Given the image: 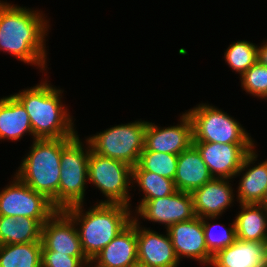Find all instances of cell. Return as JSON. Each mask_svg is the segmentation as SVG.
Listing matches in <instances>:
<instances>
[{
	"mask_svg": "<svg viewBox=\"0 0 267 267\" xmlns=\"http://www.w3.org/2000/svg\"><path fill=\"white\" fill-rule=\"evenodd\" d=\"M49 20L39 10L0 0V50L17 60L46 70Z\"/></svg>",
	"mask_w": 267,
	"mask_h": 267,
	"instance_id": "1",
	"label": "cell"
},
{
	"mask_svg": "<svg viewBox=\"0 0 267 267\" xmlns=\"http://www.w3.org/2000/svg\"><path fill=\"white\" fill-rule=\"evenodd\" d=\"M43 80L39 85L13 94L29 115L33 138H74L78 132L74 128L73 116L61 102L63 90Z\"/></svg>",
	"mask_w": 267,
	"mask_h": 267,
	"instance_id": "2",
	"label": "cell"
},
{
	"mask_svg": "<svg viewBox=\"0 0 267 267\" xmlns=\"http://www.w3.org/2000/svg\"><path fill=\"white\" fill-rule=\"evenodd\" d=\"M84 211V204H77L64 211L73 219L86 258L91 261L132 220L130 206L99 203Z\"/></svg>",
	"mask_w": 267,
	"mask_h": 267,
	"instance_id": "3",
	"label": "cell"
},
{
	"mask_svg": "<svg viewBox=\"0 0 267 267\" xmlns=\"http://www.w3.org/2000/svg\"><path fill=\"white\" fill-rule=\"evenodd\" d=\"M73 138L35 139L15 175L59 210L61 150Z\"/></svg>",
	"mask_w": 267,
	"mask_h": 267,
	"instance_id": "4",
	"label": "cell"
},
{
	"mask_svg": "<svg viewBox=\"0 0 267 267\" xmlns=\"http://www.w3.org/2000/svg\"><path fill=\"white\" fill-rule=\"evenodd\" d=\"M85 141L86 145L84 147L77 134L61 150L59 210H65L77 204H84L85 191L87 190L85 188L88 184V159L92 150L88 140Z\"/></svg>",
	"mask_w": 267,
	"mask_h": 267,
	"instance_id": "5",
	"label": "cell"
},
{
	"mask_svg": "<svg viewBox=\"0 0 267 267\" xmlns=\"http://www.w3.org/2000/svg\"><path fill=\"white\" fill-rule=\"evenodd\" d=\"M186 112L193 124V142L255 144L247 130L218 107L200 103Z\"/></svg>",
	"mask_w": 267,
	"mask_h": 267,
	"instance_id": "6",
	"label": "cell"
},
{
	"mask_svg": "<svg viewBox=\"0 0 267 267\" xmlns=\"http://www.w3.org/2000/svg\"><path fill=\"white\" fill-rule=\"evenodd\" d=\"M147 121L112 126L87 138L92 150L105 157L123 161L131 167L138 164L140 154L144 150Z\"/></svg>",
	"mask_w": 267,
	"mask_h": 267,
	"instance_id": "7",
	"label": "cell"
},
{
	"mask_svg": "<svg viewBox=\"0 0 267 267\" xmlns=\"http://www.w3.org/2000/svg\"><path fill=\"white\" fill-rule=\"evenodd\" d=\"M88 183L96 186L106 199L99 203L131 207L132 167L120 160L101 156L93 150L88 159ZM131 186V187H130ZM129 188V189H128Z\"/></svg>",
	"mask_w": 267,
	"mask_h": 267,
	"instance_id": "8",
	"label": "cell"
},
{
	"mask_svg": "<svg viewBox=\"0 0 267 267\" xmlns=\"http://www.w3.org/2000/svg\"><path fill=\"white\" fill-rule=\"evenodd\" d=\"M0 191V215L35 218L42 225L57 211L42 193L23 183L15 174Z\"/></svg>",
	"mask_w": 267,
	"mask_h": 267,
	"instance_id": "9",
	"label": "cell"
},
{
	"mask_svg": "<svg viewBox=\"0 0 267 267\" xmlns=\"http://www.w3.org/2000/svg\"><path fill=\"white\" fill-rule=\"evenodd\" d=\"M134 219L143 218L151 222L169 226L194 219L196 216L191 193L176 190L173 194L156 199H148L138 203Z\"/></svg>",
	"mask_w": 267,
	"mask_h": 267,
	"instance_id": "10",
	"label": "cell"
},
{
	"mask_svg": "<svg viewBox=\"0 0 267 267\" xmlns=\"http://www.w3.org/2000/svg\"><path fill=\"white\" fill-rule=\"evenodd\" d=\"M213 178L232 179L255 144L193 142Z\"/></svg>",
	"mask_w": 267,
	"mask_h": 267,
	"instance_id": "11",
	"label": "cell"
},
{
	"mask_svg": "<svg viewBox=\"0 0 267 267\" xmlns=\"http://www.w3.org/2000/svg\"><path fill=\"white\" fill-rule=\"evenodd\" d=\"M180 124L159 127L147 121L143 151L179 155L193 144V124L187 112L180 116Z\"/></svg>",
	"mask_w": 267,
	"mask_h": 267,
	"instance_id": "12",
	"label": "cell"
},
{
	"mask_svg": "<svg viewBox=\"0 0 267 267\" xmlns=\"http://www.w3.org/2000/svg\"><path fill=\"white\" fill-rule=\"evenodd\" d=\"M170 236L175 254L179 261L181 258H190L198 261L200 265L209 266L213 256L207 249L202 218L195 217L169 226L166 229Z\"/></svg>",
	"mask_w": 267,
	"mask_h": 267,
	"instance_id": "13",
	"label": "cell"
},
{
	"mask_svg": "<svg viewBox=\"0 0 267 267\" xmlns=\"http://www.w3.org/2000/svg\"><path fill=\"white\" fill-rule=\"evenodd\" d=\"M42 250H50L72 257H86L73 219L57 210L42 226Z\"/></svg>",
	"mask_w": 267,
	"mask_h": 267,
	"instance_id": "14",
	"label": "cell"
},
{
	"mask_svg": "<svg viewBox=\"0 0 267 267\" xmlns=\"http://www.w3.org/2000/svg\"><path fill=\"white\" fill-rule=\"evenodd\" d=\"M136 219L138 261L151 267H178V260L170 236L140 226Z\"/></svg>",
	"mask_w": 267,
	"mask_h": 267,
	"instance_id": "15",
	"label": "cell"
},
{
	"mask_svg": "<svg viewBox=\"0 0 267 267\" xmlns=\"http://www.w3.org/2000/svg\"><path fill=\"white\" fill-rule=\"evenodd\" d=\"M231 181L213 178L191 193L197 217H219L232 206L235 196Z\"/></svg>",
	"mask_w": 267,
	"mask_h": 267,
	"instance_id": "16",
	"label": "cell"
},
{
	"mask_svg": "<svg viewBox=\"0 0 267 267\" xmlns=\"http://www.w3.org/2000/svg\"><path fill=\"white\" fill-rule=\"evenodd\" d=\"M138 261L136 219L90 261L92 267H130Z\"/></svg>",
	"mask_w": 267,
	"mask_h": 267,
	"instance_id": "17",
	"label": "cell"
},
{
	"mask_svg": "<svg viewBox=\"0 0 267 267\" xmlns=\"http://www.w3.org/2000/svg\"><path fill=\"white\" fill-rule=\"evenodd\" d=\"M256 153L253 148L245 156L242 166L235 175L236 178L242 174L236 191L239 204H261L267 191V159L252 166L251 164L257 161L258 153Z\"/></svg>",
	"mask_w": 267,
	"mask_h": 267,
	"instance_id": "18",
	"label": "cell"
},
{
	"mask_svg": "<svg viewBox=\"0 0 267 267\" xmlns=\"http://www.w3.org/2000/svg\"><path fill=\"white\" fill-rule=\"evenodd\" d=\"M212 267H267V242L241 241L213 256Z\"/></svg>",
	"mask_w": 267,
	"mask_h": 267,
	"instance_id": "19",
	"label": "cell"
},
{
	"mask_svg": "<svg viewBox=\"0 0 267 267\" xmlns=\"http://www.w3.org/2000/svg\"><path fill=\"white\" fill-rule=\"evenodd\" d=\"M212 179L213 176L202 160L200 152L193 144L178 155L174 177L176 190L192 193Z\"/></svg>",
	"mask_w": 267,
	"mask_h": 267,
	"instance_id": "20",
	"label": "cell"
},
{
	"mask_svg": "<svg viewBox=\"0 0 267 267\" xmlns=\"http://www.w3.org/2000/svg\"><path fill=\"white\" fill-rule=\"evenodd\" d=\"M33 131L29 115L22 103L13 95L0 98V140L18 141Z\"/></svg>",
	"mask_w": 267,
	"mask_h": 267,
	"instance_id": "21",
	"label": "cell"
},
{
	"mask_svg": "<svg viewBox=\"0 0 267 267\" xmlns=\"http://www.w3.org/2000/svg\"><path fill=\"white\" fill-rule=\"evenodd\" d=\"M235 216L236 238L241 241L267 242V209L262 204H240Z\"/></svg>",
	"mask_w": 267,
	"mask_h": 267,
	"instance_id": "22",
	"label": "cell"
},
{
	"mask_svg": "<svg viewBox=\"0 0 267 267\" xmlns=\"http://www.w3.org/2000/svg\"><path fill=\"white\" fill-rule=\"evenodd\" d=\"M42 226L35 218L0 215V245L41 242Z\"/></svg>",
	"mask_w": 267,
	"mask_h": 267,
	"instance_id": "23",
	"label": "cell"
},
{
	"mask_svg": "<svg viewBox=\"0 0 267 267\" xmlns=\"http://www.w3.org/2000/svg\"><path fill=\"white\" fill-rule=\"evenodd\" d=\"M0 267H42V242L0 245Z\"/></svg>",
	"mask_w": 267,
	"mask_h": 267,
	"instance_id": "24",
	"label": "cell"
},
{
	"mask_svg": "<svg viewBox=\"0 0 267 267\" xmlns=\"http://www.w3.org/2000/svg\"><path fill=\"white\" fill-rule=\"evenodd\" d=\"M137 184L143 192V198L138 203L148 199L166 197L176 191L174 180L156 173L143 170L138 164L132 167V184Z\"/></svg>",
	"mask_w": 267,
	"mask_h": 267,
	"instance_id": "25",
	"label": "cell"
},
{
	"mask_svg": "<svg viewBox=\"0 0 267 267\" xmlns=\"http://www.w3.org/2000/svg\"><path fill=\"white\" fill-rule=\"evenodd\" d=\"M224 59L241 76L258 61V44L247 40L233 42L224 52Z\"/></svg>",
	"mask_w": 267,
	"mask_h": 267,
	"instance_id": "26",
	"label": "cell"
},
{
	"mask_svg": "<svg viewBox=\"0 0 267 267\" xmlns=\"http://www.w3.org/2000/svg\"><path fill=\"white\" fill-rule=\"evenodd\" d=\"M218 218L220 217L202 218V225H203L207 249L212 256L216 255L219 251L233 244L235 240L237 239L234 219H233V222L230 223L231 225L229 227H225L224 224L220 225V223L211 224L208 222L209 220L210 222H212L211 220L214 221ZM216 229H219V230L216 231Z\"/></svg>",
	"mask_w": 267,
	"mask_h": 267,
	"instance_id": "27",
	"label": "cell"
},
{
	"mask_svg": "<svg viewBox=\"0 0 267 267\" xmlns=\"http://www.w3.org/2000/svg\"><path fill=\"white\" fill-rule=\"evenodd\" d=\"M178 155L155 152L142 151L138 161V165L146 171H150L161 175L165 178L174 180L177 169Z\"/></svg>",
	"mask_w": 267,
	"mask_h": 267,
	"instance_id": "28",
	"label": "cell"
},
{
	"mask_svg": "<svg viewBox=\"0 0 267 267\" xmlns=\"http://www.w3.org/2000/svg\"><path fill=\"white\" fill-rule=\"evenodd\" d=\"M240 81L246 93L261 99L267 92V67L255 62L240 76Z\"/></svg>",
	"mask_w": 267,
	"mask_h": 267,
	"instance_id": "29",
	"label": "cell"
},
{
	"mask_svg": "<svg viewBox=\"0 0 267 267\" xmlns=\"http://www.w3.org/2000/svg\"><path fill=\"white\" fill-rule=\"evenodd\" d=\"M90 261L86 257H72L66 254L42 250V267H87Z\"/></svg>",
	"mask_w": 267,
	"mask_h": 267,
	"instance_id": "30",
	"label": "cell"
},
{
	"mask_svg": "<svg viewBox=\"0 0 267 267\" xmlns=\"http://www.w3.org/2000/svg\"><path fill=\"white\" fill-rule=\"evenodd\" d=\"M258 61L267 67V39L262 45H258Z\"/></svg>",
	"mask_w": 267,
	"mask_h": 267,
	"instance_id": "31",
	"label": "cell"
},
{
	"mask_svg": "<svg viewBox=\"0 0 267 267\" xmlns=\"http://www.w3.org/2000/svg\"><path fill=\"white\" fill-rule=\"evenodd\" d=\"M130 267H151V266L137 261L134 264H132Z\"/></svg>",
	"mask_w": 267,
	"mask_h": 267,
	"instance_id": "32",
	"label": "cell"
},
{
	"mask_svg": "<svg viewBox=\"0 0 267 267\" xmlns=\"http://www.w3.org/2000/svg\"><path fill=\"white\" fill-rule=\"evenodd\" d=\"M261 204L267 209V191L265 193V196H264Z\"/></svg>",
	"mask_w": 267,
	"mask_h": 267,
	"instance_id": "33",
	"label": "cell"
},
{
	"mask_svg": "<svg viewBox=\"0 0 267 267\" xmlns=\"http://www.w3.org/2000/svg\"><path fill=\"white\" fill-rule=\"evenodd\" d=\"M261 99H264V100L267 99V92H266V94Z\"/></svg>",
	"mask_w": 267,
	"mask_h": 267,
	"instance_id": "34",
	"label": "cell"
}]
</instances>
